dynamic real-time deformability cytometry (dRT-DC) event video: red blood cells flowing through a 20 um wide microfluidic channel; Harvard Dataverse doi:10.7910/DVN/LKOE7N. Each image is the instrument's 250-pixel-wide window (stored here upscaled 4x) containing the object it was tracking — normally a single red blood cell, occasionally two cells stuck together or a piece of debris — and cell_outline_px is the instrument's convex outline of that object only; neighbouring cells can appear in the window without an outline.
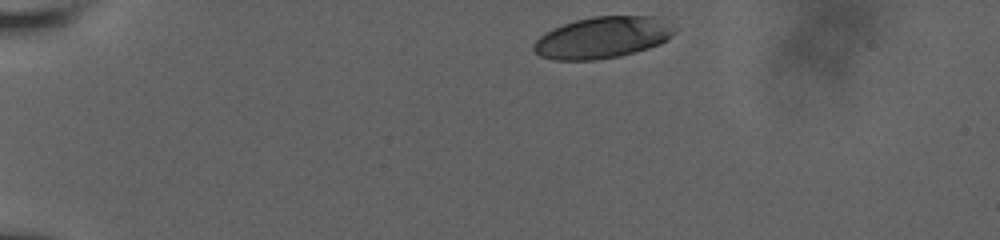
{"species": "human", "species_latin": "Homo sapiens", "temperature_condition": "room temperature", "stored_images_in_passage": 37, "camera_frame_rate_fps": 3000, "um_per_image_px": 0.085, "donor": {"sex": "male"}, "frame": {"image": 1, "passage_image": 1, "time_ms": 0.0, "image_size_px": [1000, 240], "cell_outline_px": [[676, 32], [672, 36], [660, 44], [648, 48], [620, 56], [596, 60], [552, 60], [540, 56], [532, 48], [536, 40], [544, 32], [552, 28], [576, 20], [592, 16], [664, 16], [676, 28]], "centroid_in_image_um": [51.27, 3.18], "position_along_channel_um": 33.7, "area_um2": 34.56}}
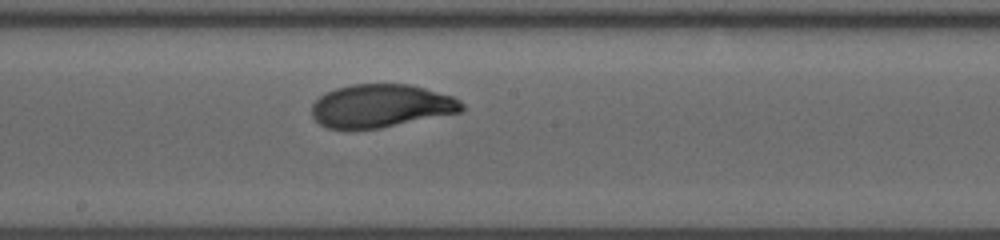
{"frame": {"image": 2, "passage_image": 22, "time_ms": 7.0, "image_size_px": [1000, 240], "cell_outline_px": [[464, 108], [460, 112], [380, 128], [328, 128], [320, 124], [312, 116], [312, 104], [320, 96], [336, 88], [352, 84], [408, 84], [424, 88], [452, 96], [460, 100], [464, 104]], "centroid_in_image_um": [32.39, 8.99], "position_along_channel_um": 215.8, "area_um2": 37.34}}
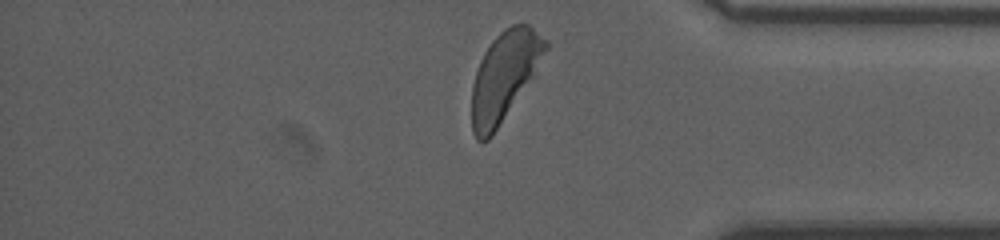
{"frame": {"image": 3, "passage_image": 37, "time_ms": 12.0, "image_size_px": [1000, 240], "cell_outline_px": [[548, 48], [532, 76], [492, 136], [488, 140], [476, 140], [472, 132], [472, 84], [480, 60], [484, 52], [492, 40], [504, 28], [512, 24], [528, 24], [548, 40]], "centroid_in_image_um": [42.85, 6.44], "position_along_channel_um": 392.4, "area_um2": 37.57}, "authors_computed_cell_mechanics": {"area_um2": 38.0902, "velocity_mm_per_s": 3.7757, "shape_relaxation_time_tau1_ms": 5.8973, "shape_relaxation_time_tau2_ms": null, "deformation_change_tau1": 0.2201, "deformation_change_tau2": null}}